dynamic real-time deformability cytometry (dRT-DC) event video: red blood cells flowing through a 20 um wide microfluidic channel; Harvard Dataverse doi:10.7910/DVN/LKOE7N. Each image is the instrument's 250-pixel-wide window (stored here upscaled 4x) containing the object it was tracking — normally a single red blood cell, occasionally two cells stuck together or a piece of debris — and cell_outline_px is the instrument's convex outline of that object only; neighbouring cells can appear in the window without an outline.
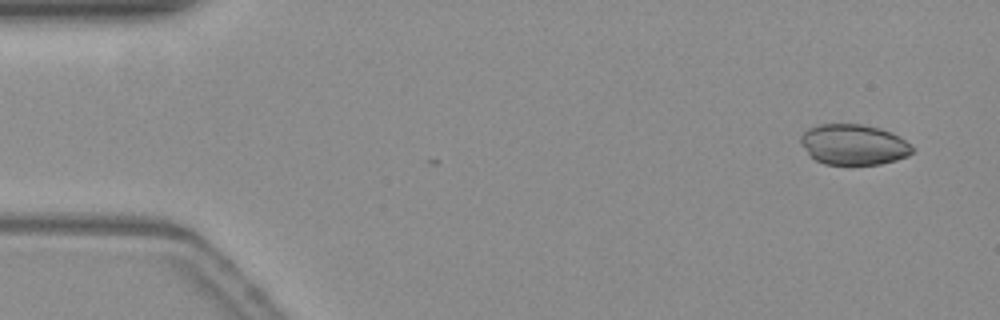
{"species": "common noctule bat (a hibernating species)", "species_latin": "Nyctalus noctula", "temperature_condition": "warm", "stored_images_in_passage": 3, "camera_frame_rate_fps": 3000, "um_per_image_px": 0.085, "animal": {"sex": "female", "body_mass_g": 19.3, "forearm_length_mm": 54.1}, "frame": {"image": 1, "passage_image": 1, "time_ms": 0.0, "image_size_px": [1000, 320], "cell_outline_px": [[912, 152], [908, 156], [896, 160], [880, 164], [824, 164], [816, 160], [808, 152], [800, 140], [800, 136], [808, 128], [820, 124], [864, 124], [880, 128], [912, 144]], "centroid_in_image_um": [72.56, 12.28], "position_along_channel_um": 12.4, "area_um2": 26.07}}